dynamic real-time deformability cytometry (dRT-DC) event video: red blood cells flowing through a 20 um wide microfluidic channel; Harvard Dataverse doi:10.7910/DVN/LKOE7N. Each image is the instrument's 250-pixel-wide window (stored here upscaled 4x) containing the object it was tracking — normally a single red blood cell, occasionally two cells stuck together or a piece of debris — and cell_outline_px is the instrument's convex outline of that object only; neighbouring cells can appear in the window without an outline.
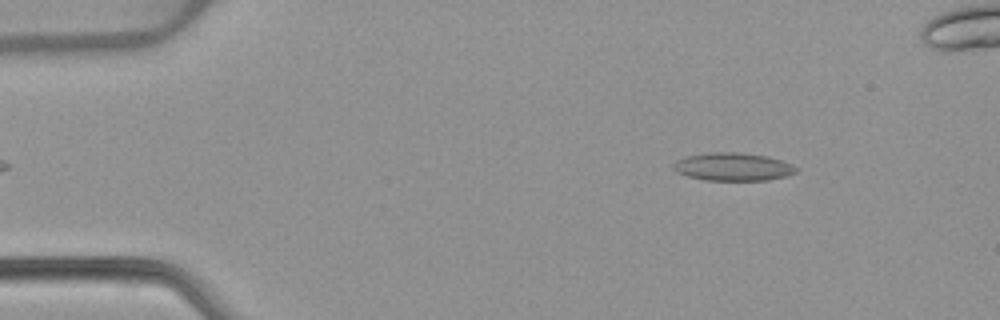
{"species": "common noctule bat (a hibernating species)", "species_latin": "Nyctalus noctula", "temperature_condition": "warm", "stored_images_in_passage": 52, "camera_frame_rate_fps": 3000, "um_per_image_px": 0.085, "animal": {"sex": "female", "body_mass_g": 22.7, "forearm_length_mm": 54.2}, "frame": {"image": 1, "passage_image": 6, "time_ms": 1.667, "image_size_px": [1000, 320], "cell_outline_px": [[796, 172], [788, 176], [768, 180], [704, 180], [688, 176], [676, 172], [672, 168], [672, 164], [676, 160], [688, 156], [712, 152], [736, 152], [768, 156], [792, 164], [796, 168]], "centroid_in_image_um": [62.29, 14.18], "position_along_channel_um": 22.7, "area_um2": 20.0}}
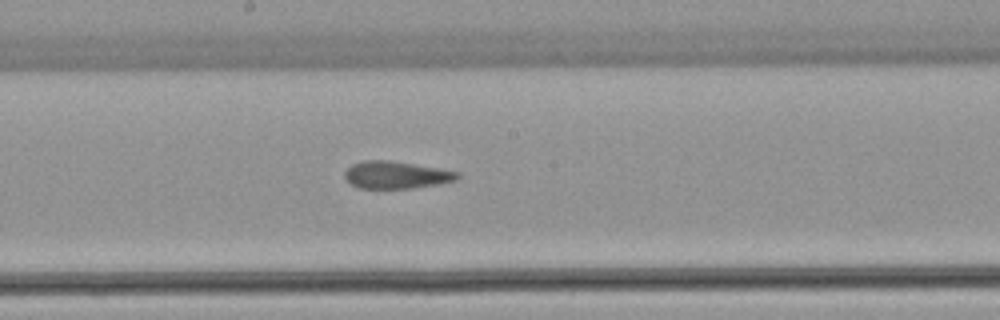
{"frame": {"image": 2, "passage_image": 27, "time_ms": 8.667, "image_size_px": [1000, 320], "cell_outline_px": [[460, 176], [456, 180], [440, 184], [412, 188], [360, 188], [352, 184], [344, 176], [344, 172], [352, 164], [360, 160], [392, 160], [460, 172]], "centroid_in_image_um": [33.68, 14.86], "position_along_channel_um": 214.5, "area_um2": 17.98}}
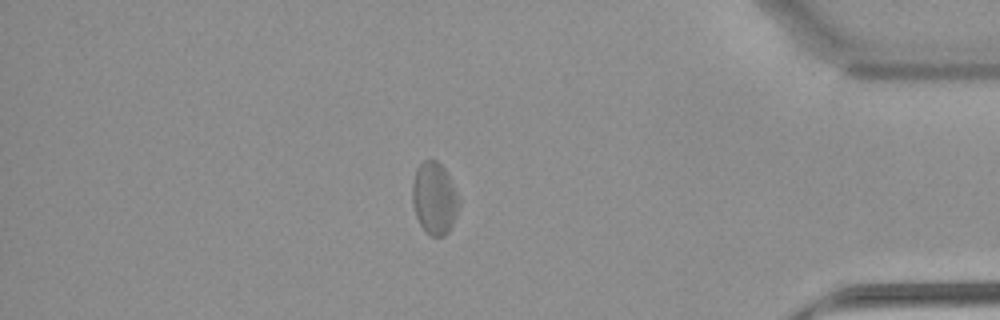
{"frame": {"image": 3, "passage_image": 44, "time_ms": 14.333, "image_size_px": [1000, 320], "cell_outline_px": [[460, 204], [456, 216], [448, 232], [444, 236], [432, 236], [420, 224], [416, 216], [412, 204], [412, 184], [416, 168], [424, 160], [436, 160], [448, 172]], "centroid_in_image_um": [36.91, 16.84], "position_along_channel_um": 398.3, "area_um2": 19.48}, "authors_computed_cell_mechanics": {"area_um2": 19.1607, "velocity_mm_per_s": 3.8665, "shape_relaxation_time_tau1_ms": null, "shape_relaxation_time_tau2_ms": 2.5653, "deformation_change_tau1": null, "deformation_change_tau2": 0.1021}}